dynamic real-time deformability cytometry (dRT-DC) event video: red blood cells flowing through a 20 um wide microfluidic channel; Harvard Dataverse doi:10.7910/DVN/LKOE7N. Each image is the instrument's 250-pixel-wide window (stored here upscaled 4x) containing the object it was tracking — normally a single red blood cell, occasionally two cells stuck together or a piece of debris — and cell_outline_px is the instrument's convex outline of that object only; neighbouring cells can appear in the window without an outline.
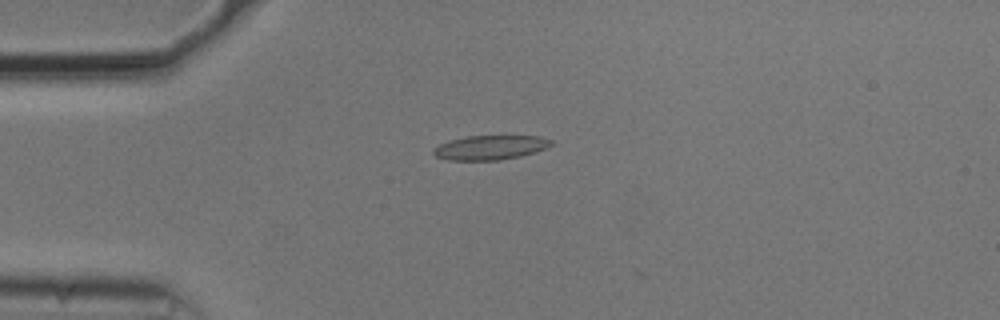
{"species": "common noctule bat (a hibernating species)", "species_latin": "Nyctalus noctula", "temperature_condition": "cold", "stored_images_in_passage": 41, "camera_frame_rate_fps": 3000, "um_per_image_px": 0.085, "animal": {"sex": "male", "body_mass_g": 20.5, "forearm_length_mm": 52.5}, "frame": {"image": 1, "passage_image": 1, "time_ms": 0.0, "image_size_px": [1000, 320], "cell_outline_px": [[556, 144], [520, 156], [500, 160], [448, 160], [436, 156], [432, 152], [432, 148], [440, 144], [452, 140], [468, 136], [540, 136], [552, 140]], "centroid_in_image_um": [41.67, 12.54], "position_along_channel_um": 43.3, "area_um2": 16.59}}
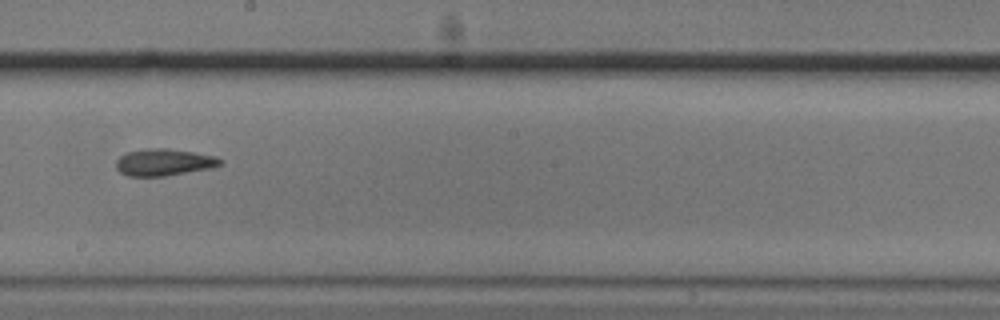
{"frame": {"image": 2, "passage_image": 18, "time_ms": 5.667, "image_size_px": [1000, 320], "cell_outline_px": [[224, 164], [212, 168], [164, 176], [128, 176], [120, 172], [116, 168], [116, 160], [120, 156], [128, 152], [148, 148], [168, 148], [216, 156], [224, 160]], "centroid_in_image_um": [13.97, 13.79], "position_along_channel_um": 234.2, "area_um2": 16.42}}
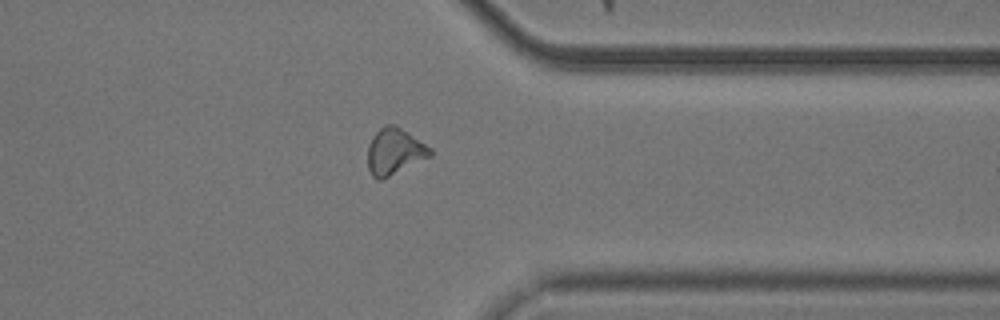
{"frame": {"image": 3, "passage_image": 30, "time_ms": 9.667, "image_size_px": [1000, 320], "cell_outline_px": [[432, 156], [380, 180], [376, 180], [372, 176], [368, 168], [368, 144], [372, 136], [380, 128], [388, 124], [396, 124], [432, 148]], "centroid_in_image_um": [33.54, 12.86], "position_along_channel_um": 377.9, "area_um2": 16.94}, "authors_computed_cell_mechanics": {"area_um2": 16.3574, "velocity_mm_per_s": 3.7229, "shape_relaxation_time_tau1_ms": null, "shape_relaxation_time_tau2_ms": 5.4085, "deformation_change_tau1": null, "deformation_change_tau2": 0.1452}}